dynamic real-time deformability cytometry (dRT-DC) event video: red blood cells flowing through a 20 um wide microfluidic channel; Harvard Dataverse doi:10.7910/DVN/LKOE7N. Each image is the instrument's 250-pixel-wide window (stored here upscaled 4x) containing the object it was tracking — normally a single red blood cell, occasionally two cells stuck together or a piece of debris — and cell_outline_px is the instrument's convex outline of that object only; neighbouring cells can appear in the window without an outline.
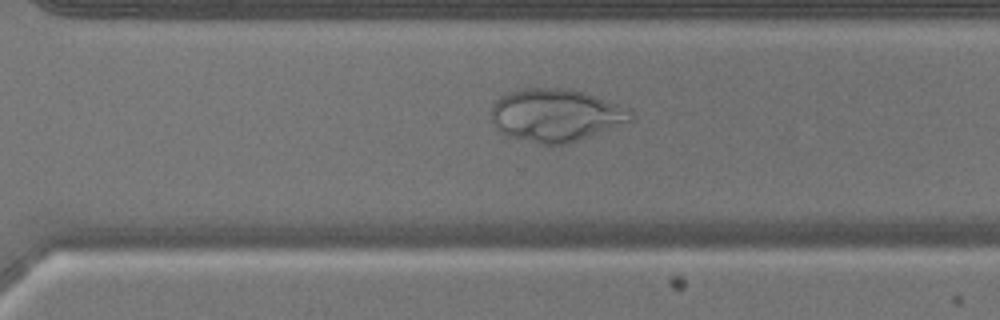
{"species": "common noctule bat (a hibernating species)", "species_latin": "Nyctalus noctula", "temperature_condition": "warm", "stored_images_in_passage": 50, "camera_frame_rate_fps": 3000, "um_per_image_px": 0.085, "animal": {"sex": "male", "body_mass_g": 17.9}, "frame": {"image": 1, "passage_image": 36, "time_ms": 11.667, "image_size_px": [1000, 320], "cell_outline_px": [[632, 120], [616, 128], [568, 144], [540, 144], [508, 136], [500, 132], [496, 128], [492, 120], [492, 104], [500, 96], [508, 92], [520, 88], [572, 88], [632, 108]], "centroid_in_image_um": [47.28, 9.78], "position_along_channel_um": 323.3, "area_um2": 43.52}}
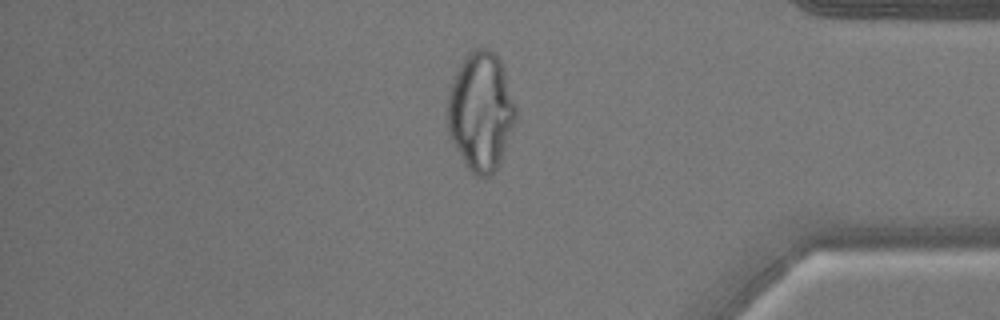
{"frame": {"image": 2, "passage_image": 43, "time_ms": 14.0, "image_size_px": [1000, 320], "cell_outline_px": [[516, 116], [500, 160], [496, 168], [488, 176], [476, 176], [464, 164], [448, 132], [448, 96], [452, 80], [456, 72], [464, 60], [476, 48], [488, 48], [500, 60], [516, 108]], "centroid_in_image_um": [40.85, 9.48], "position_along_channel_um": 394.4, "area_um2": 45.95}}